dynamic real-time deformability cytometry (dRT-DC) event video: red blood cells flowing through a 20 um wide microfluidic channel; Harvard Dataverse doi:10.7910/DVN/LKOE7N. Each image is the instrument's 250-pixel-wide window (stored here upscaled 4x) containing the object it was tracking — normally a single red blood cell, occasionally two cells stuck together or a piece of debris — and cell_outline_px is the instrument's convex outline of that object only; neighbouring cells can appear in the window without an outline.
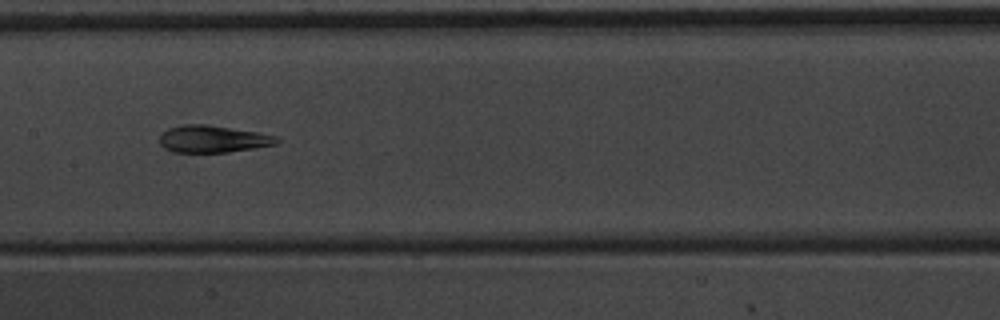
{"species": "common noctule bat (a hibernating species)", "species_latin": "Nyctalus noctula", "temperature_condition": "warm", "stored_images_in_passage": 9, "camera_frame_rate_fps": 3000, "um_per_image_px": 0.085, "animal": {"sex": "male", "body_mass_g": 20.1, "forearm_length_mm": 53.5}, "frame": {"image": 1, "passage_image": 8, "time_ms": 2.333, "image_size_px": [1000, 320], "cell_outline_px": [[280, 140], [276, 144], [256, 148], [228, 152], [172, 152], [164, 148], [160, 144], [160, 136], [168, 128], [184, 124], [208, 124], [280, 136]], "centroid_in_image_um": [18.12, 11.81], "position_along_channel_um": 189.3, "area_um2": 18.61}}
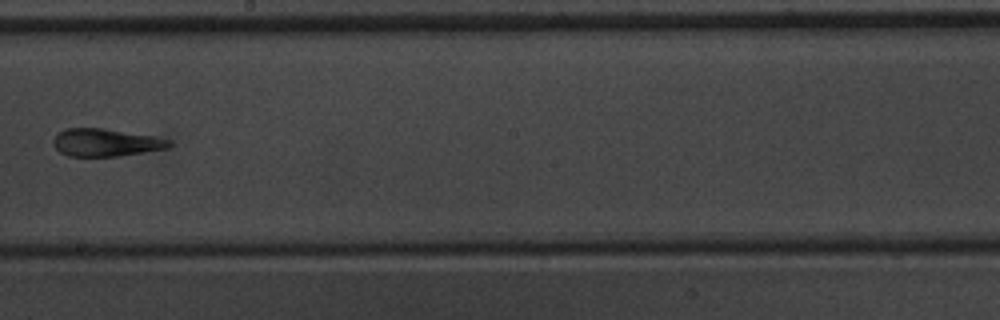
{"frame": {"image": 2, "passage_image": 9, "time_ms": 2.667, "image_size_px": [1000, 320], "cell_outline_px": [[172, 144], [168, 148], [120, 156], [68, 156], [60, 152], [52, 144], [52, 140], [60, 132], [68, 128], [104, 128], [152, 136], [172, 140]], "centroid_in_image_um": [8.99, 12.12], "position_along_channel_um": 239.2, "area_um2": 18.61}}